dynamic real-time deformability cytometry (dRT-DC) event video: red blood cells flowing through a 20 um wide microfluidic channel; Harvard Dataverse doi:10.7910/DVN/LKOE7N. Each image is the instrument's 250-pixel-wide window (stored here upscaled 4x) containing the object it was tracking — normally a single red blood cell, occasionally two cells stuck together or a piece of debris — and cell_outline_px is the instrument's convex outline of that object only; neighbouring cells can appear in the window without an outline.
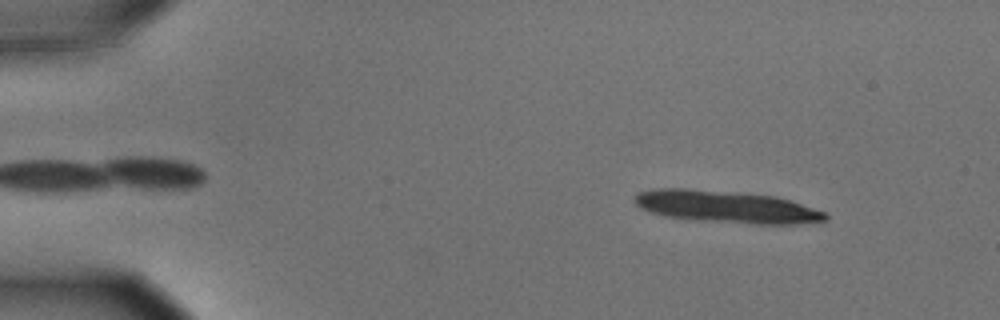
{"species": "common noctule bat (a hibernating species)", "species_latin": "Nyctalus noctula", "temperature_condition": "cold", "stored_images_in_passage": 14, "segment_of_instrument_passage": [1, 2], "camera_frame_rate_fps": 3000, "um_per_image_px": 0.085, "animal": {"sex": "male", "body_mass_g": 15.6}, "frame": {"image": 1, "passage_image": 6, "time_ms": 1.667, "image_size_px": [1000, 320], "cell_outline_px": [[828, 220], [800, 224], [756, 224], [696, 220], [664, 216], [640, 208], [632, 200], [636, 192], [656, 188], [684, 188], [740, 192], [776, 196], [828, 212]], "centroid_in_image_um": [61.75, 17.57], "position_along_channel_um": 23.3, "area_um2": 36.18}}